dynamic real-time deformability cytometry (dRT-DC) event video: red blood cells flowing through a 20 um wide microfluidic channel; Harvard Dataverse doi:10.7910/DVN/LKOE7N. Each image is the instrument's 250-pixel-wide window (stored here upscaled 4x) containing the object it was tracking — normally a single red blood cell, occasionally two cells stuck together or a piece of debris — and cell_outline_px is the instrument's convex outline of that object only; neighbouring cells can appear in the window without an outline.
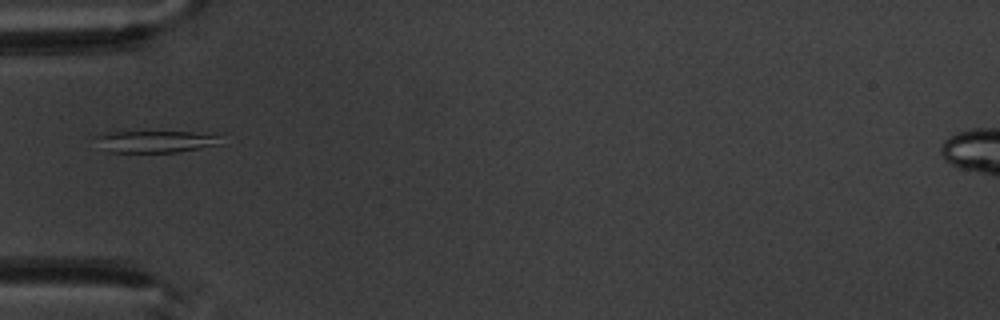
{"species": "common noctule bat (a hibernating species)", "species_latin": "Nyctalus noctula", "temperature_condition": "warm", "stored_images_in_passage": 2, "camera_frame_rate_fps": 3000, "um_per_image_px": 0.085, "animal": {"sex": "male", "body_mass_g": 20.1, "forearm_length_mm": 53.5}, "frame": {"image": 1, "passage_image": 2, "time_ms": 2.333, "image_size_px": [1000, 320], "cell_outline_px": [[224, 144], [180, 152], [108, 152], [96, 136], [108, 132], [192, 132], [216, 136]], "centroid_in_image_um": [13.3, 12.04], "position_along_channel_um": 71.7, "area_um2": 15.55}}